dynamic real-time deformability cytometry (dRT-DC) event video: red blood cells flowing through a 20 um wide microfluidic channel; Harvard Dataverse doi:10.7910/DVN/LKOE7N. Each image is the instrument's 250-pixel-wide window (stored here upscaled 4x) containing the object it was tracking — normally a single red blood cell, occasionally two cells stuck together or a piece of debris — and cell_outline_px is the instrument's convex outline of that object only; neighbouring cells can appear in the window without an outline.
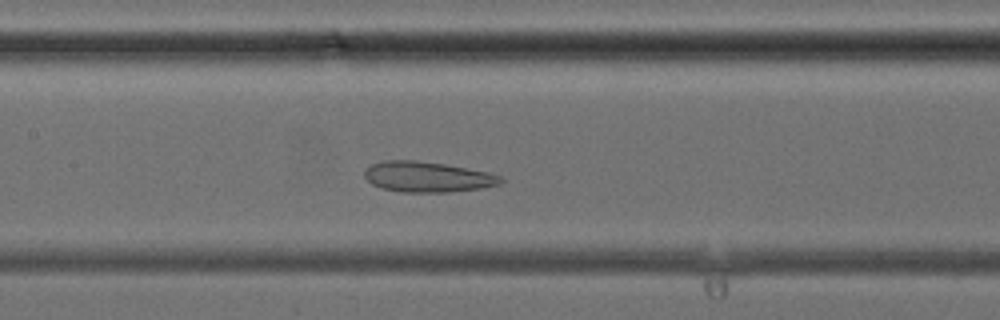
{"species": "common noctule bat (a hibernating species)", "species_latin": "Nyctalus noctula", "temperature_condition": "cold", "stored_images_in_passage": 39, "camera_frame_rate_fps": 3000, "um_per_image_px": 0.085, "animal": {"sex": "female", "body_mass_g": 24.6, "forearm_length_mm": 56.2}, "frame": {"image": 1, "passage_image": 17, "time_ms": 5.333, "image_size_px": [1000, 320], "cell_outline_px": [[504, 180], [500, 184], [480, 188], [448, 192], [400, 192], [384, 188], [372, 184], [364, 176], [364, 172], [372, 164], [384, 160], [412, 160], [444, 164], [488, 172], [500, 176]], "centroid_in_image_um": [36.33, 15.03], "position_along_channel_um": 171.1, "area_um2": 23.93}}
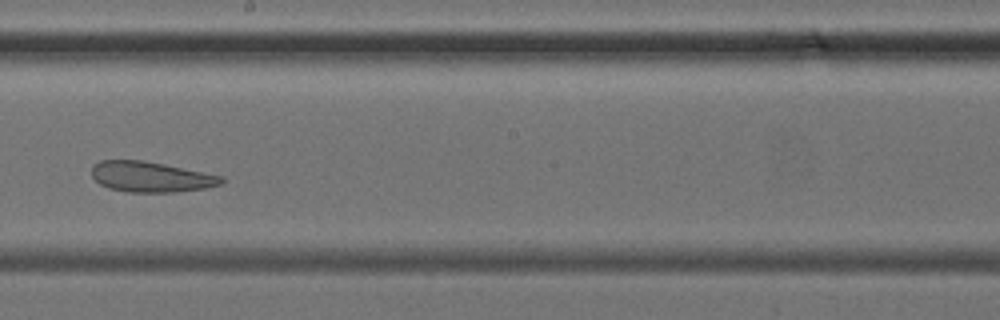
{"frame": {"image": 2, "passage_image": 21, "time_ms": 6.667, "image_size_px": [1000, 320], "cell_outline_px": [[224, 184], [204, 188], [176, 192], [128, 192], [108, 188], [100, 184], [92, 176], [92, 164], [100, 160], [140, 160], [164, 164], [224, 176]], "centroid_in_image_um": [12.83, 15.03], "position_along_channel_um": 235.4, "area_um2": 23.12}}
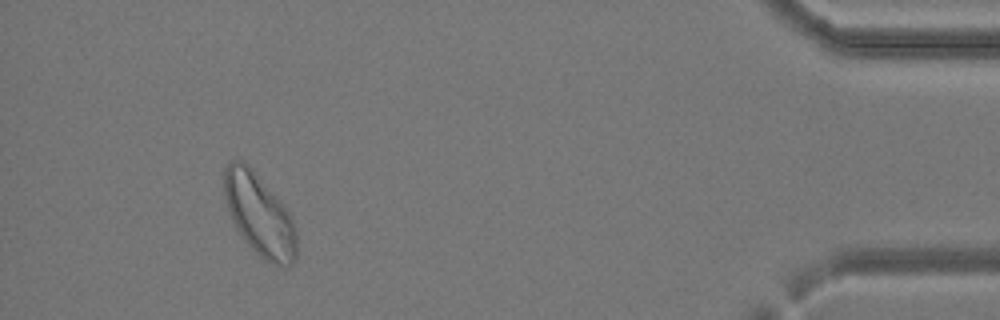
{"frame": {"image": 3, "passage_image": 36, "time_ms": 11.667, "image_size_px": [1000, 320], "cell_outline_px": [[296, 260], [288, 268], [264, 260], [244, 240], [236, 228], [228, 212], [224, 196], [224, 168], [232, 160], [240, 160], [248, 164], [252, 168], [280, 200], [288, 212], [296, 228]], "centroid_in_image_um": [22.04, 18.26], "position_along_channel_um": 413.2, "area_um2": 34.56}}